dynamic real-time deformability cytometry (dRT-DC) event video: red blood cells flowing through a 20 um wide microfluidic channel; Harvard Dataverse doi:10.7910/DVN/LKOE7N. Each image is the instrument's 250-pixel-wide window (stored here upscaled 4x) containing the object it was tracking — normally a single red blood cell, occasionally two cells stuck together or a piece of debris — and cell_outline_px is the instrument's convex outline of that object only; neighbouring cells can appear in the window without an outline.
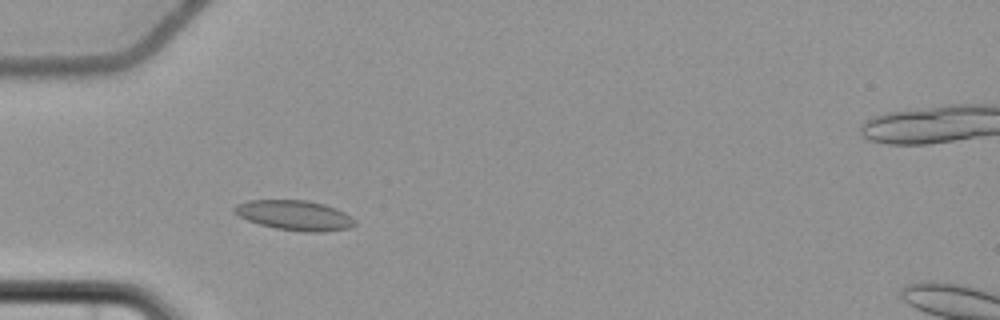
{"species": "common noctule bat (a hibernating species)", "species_latin": "Nyctalus noctula", "temperature_condition": "cold", "stored_images_in_passage": 51, "camera_frame_rate_fps": 3000, "um_per_image_px": 0.085, "animal": {"sex": "female", "body_mass_g": 22.7, "forearm_length_mm": 54.2}, "frame": {"image": 1, "passage_image": 12, "time_ms": 3.667, "image_size_px": [1000, 320], "cell_outline_px": [[356, 224], [348, 228], [324, 232], [304, 232], [276, 228], [260, 224], [248, 220], [232, 212], [232, 208], [236, 204], [248, 200], [308, 200], [324, 204], [336, 208], [344, 212], [356, 220]], "centroid_in_image_um": [25.04, 18.29], "position_along_channel_um": 60.0, "area_um2": 21.1}}
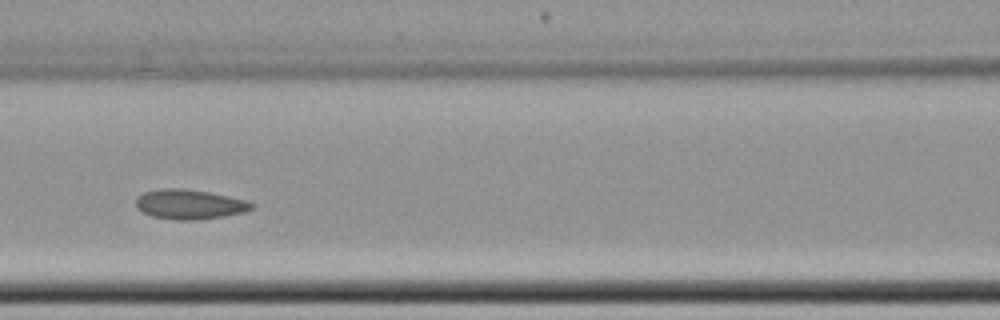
{"frame": {"image": 2, "passage_image": 20, "time_ms": 6.333, "image_size_px": [1000, 320], "cell_outline_px": [[256, 204], [252, 208], [244, 212], [224, 216], [200, 220], [172, 220], [152, 216], [136, 208], [136, 196], [144, 192], [160, 188], [180, 188], [208, 192], [228, 196], [244, 200]], "centroid_in_image_um": [16.08, 17.37], "position_along_channel_um": 150.5, "area_um2": 20.11}}
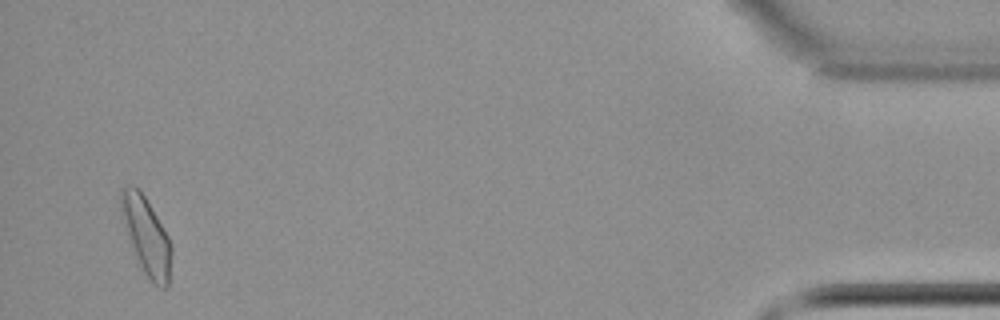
{"frame": {"image": 3, "passage_image": 49, "time_ms": 16.0, "image_size_px": [1000, 320], "cell_outline_px": [[172, 252], [168, 288], [160, 288], [144, 272], [140, 264], [120, 216], [120, 192], [124, 188], [132, 184], [144, 196], [168, 236], [172, 248]], "centroid_in_image_um": [12.44, 20.05], "position_along_channel_um": 422.8, "area_um2": 22.08}, "authors_computed_cell_mechanics": {"area_um2": 20.1722, "velocity_mm_per_s": 3.6456, "shape_relaxation_time_tau1_ms": null, "shape_relaxation_time_tau2_ms": 1.8076, "deformation_change_tau1": null, "deformation_change_tau2": 0.0587}}